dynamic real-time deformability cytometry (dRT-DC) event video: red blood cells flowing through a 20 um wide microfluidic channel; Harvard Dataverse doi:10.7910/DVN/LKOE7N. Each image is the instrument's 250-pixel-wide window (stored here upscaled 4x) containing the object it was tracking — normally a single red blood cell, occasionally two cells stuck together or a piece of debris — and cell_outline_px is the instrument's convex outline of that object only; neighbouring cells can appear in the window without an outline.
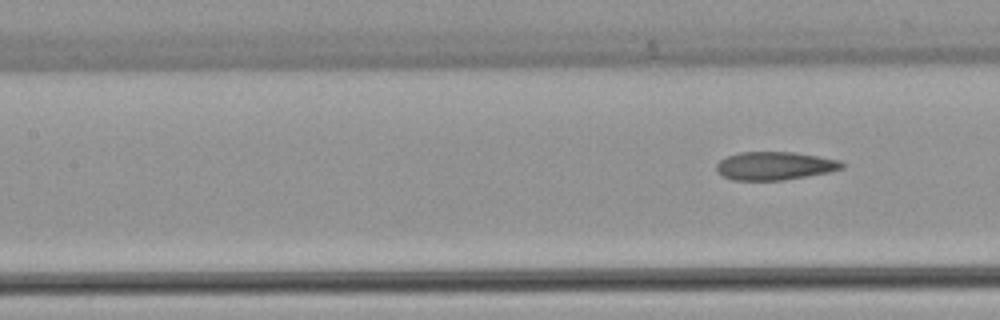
{"species": "common noctule bat (a hibernating species)", "species_latin": "Nyctalus noctula", "temperature_condition": "warm", "stored_images_in_passage": 6, "segment_of_instrument_passage": [2, 2], "camera_frame_rate_fps": 3000, "um_per_image_px": 0.085, "animal": {"sex": "female", "body_mass_g": 22.7, "forearm_length_mm": 54.2}, "frame": {"image": 1, "passage_image": 6, "time_ms": 1.667, "image_size_px": [1000, 320], "cell_outline_px": [[844, 168], [832, 172], [784, 180], [732, 180], [716, 172], [716, 164], [720, 160], [728, 156], [740, 152], [796, 152], [840, 160], [844, 164]], "centroid_in_image_um": [65.88, 14.1], "position_along_channel_um": 141.5, "area_um2": 20.81}}